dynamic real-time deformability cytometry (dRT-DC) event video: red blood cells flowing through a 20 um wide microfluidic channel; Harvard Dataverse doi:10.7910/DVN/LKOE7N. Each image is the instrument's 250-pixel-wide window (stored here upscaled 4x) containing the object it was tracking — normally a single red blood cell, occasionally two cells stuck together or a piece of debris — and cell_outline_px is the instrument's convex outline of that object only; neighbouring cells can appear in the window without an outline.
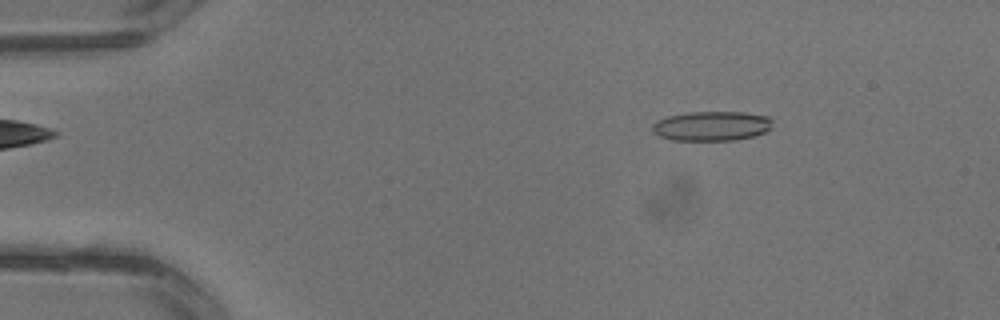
{"species": "common noctule bat (a hibernating species)", "species_latin": "Nyctalus noctula", "temperature_condition": "warm", "stored_images_in_passage": 3, "camera_frame_rate_fps": 3000, "um_per_image_px": 0.085, "animal": {"sex": "male", "body_mass_g": 13.3}, "frame": {"image": 1, "passage_image": 2, "time_ms": 0.333, "image_size_px": [1000, 320], "cell_outline_px": [[772, 120], [768, 128], [764, 132], [752, 136], [736, 140], [672, 140], [660, 136], [652, 132], [652, 124], [668, 116], [688, 112], [744, 112], [768, 116]], "centroid_in_image_um": [60.46, 10.71], "position_along_channel_um": 24.5, "area_um2": 20.52}}
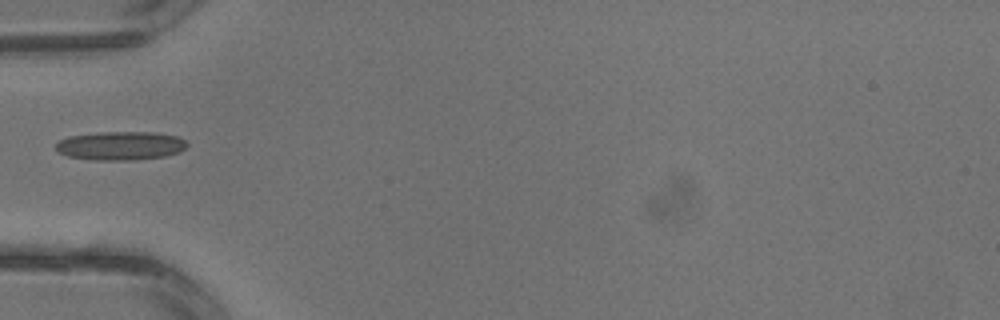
{"frame": {"image": 2, "passage_image": 3, "time_ms": 0.667, "image_size_px": [1000, 320], "cell_outline_px": [[188, 144], [180, 152], [164, 156], [136, 160], [96, 160], [68, 156], [56, 152], [56, 144], [60, 140], [68, 136], [100, 132], [156, 132], [176, 136], [184, 140]], "centroid_in_image_um": [10.23, 12.38], "position_along_channel_um": 74.8, "area_um2": 21.96}}